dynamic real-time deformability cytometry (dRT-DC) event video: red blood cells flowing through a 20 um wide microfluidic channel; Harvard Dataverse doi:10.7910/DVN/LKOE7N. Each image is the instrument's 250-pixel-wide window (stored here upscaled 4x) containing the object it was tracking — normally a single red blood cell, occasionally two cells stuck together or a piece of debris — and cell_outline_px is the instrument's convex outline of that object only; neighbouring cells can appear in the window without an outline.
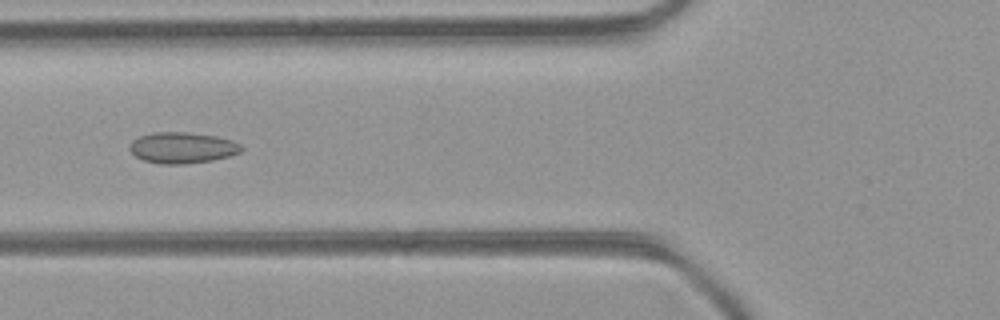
{"species": "common noctule bat (a hibernating species)", "species_latin": "Nyctalus noctula", "temperature_condition": "room temperature", "stored_images_in_passage": 40, "camera_frame_rate_fps": 3000, "um_per_image_px": 0.085, "animal": {"sex": "female", "body_mass_g": 21.9}, "frame": {"image": 1, "passage_image": 17, "time_ms": 5.333, "image_size_px": [1000, 320], "cell_outline_px": [[244, 148], [240, 152], [228, 156], [212, 160], [184, 164], [160, 164], [144, 160], [136, 156], [128, 148], [132, 140], [140, 136], [156, 132], [188, 132], [216, 136], [232, 140], [240, 144]], "centroid_in_image_um": [15.5, 12.55], "position_along_channel_um": 110.3, "area_um2": 20.17}}
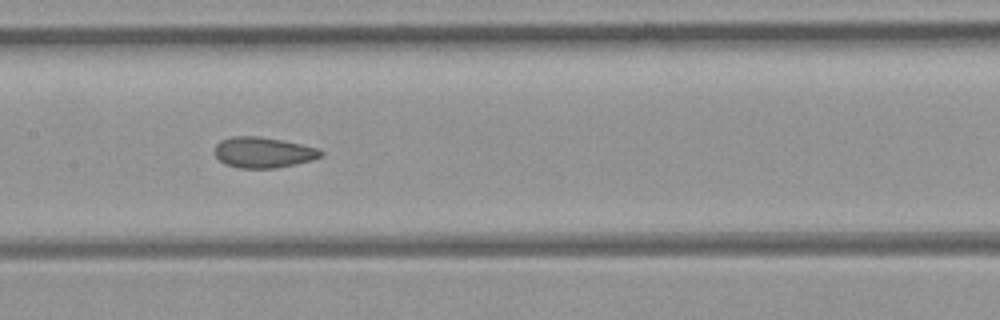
{"frame": {"image": 2, "passage_image": 22, "time_ms": 7.0, "image_size_px": [1000, 320], "cell_outline_px": [[324, 156], [312, 160], [296, 164], [276, 168], [240, 168], [224, 164], [216, 156], [216, 144], [220, 140], [232, 136], [260, 136], [320, 148], [324, 152]], "centroid_in_image_um": [22.41, 12.96], "position_along_channel_um": 185.0, "area_um2": 19.07}}
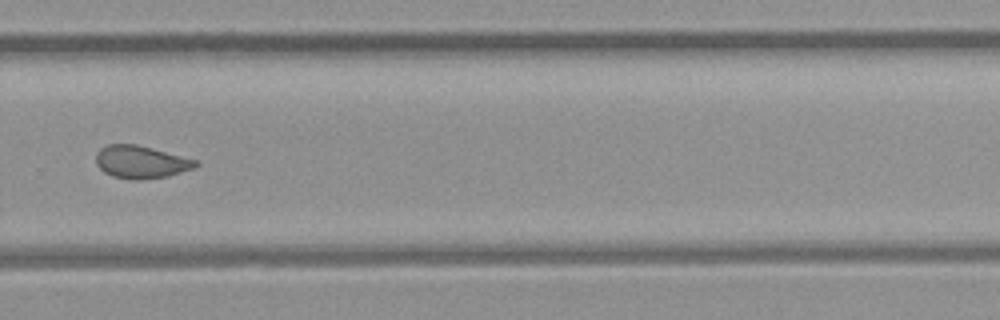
{"frame": {"image": 3, "passage_image": 31, "time_ms": 10.0, "image_size_px": [1000, 320], "cell_outline_px": [[200, 164], [196, 168], [168, 176], [140, 180], [132, 180], [112, 176], [104, 172], [96, 164], [96, 152], [100, 148], [108, 144], [136, 144], [200, 160]], "centroid_in_image_um": [12.02, 13.77], "position_along_channel_um": 317.8, "area_um2": 19.31}, "authors_computed_cell_mechanics": {"area_um2": 19.9121, "velocity_mm_per_s": 4.4519, "shape_relaxation_time_tau1_ms": null, "shape_relaxation_time_tau2_ms": 1.2971, "deformation_change_tau1": null, "deformation_change_tau2": 0.074}}